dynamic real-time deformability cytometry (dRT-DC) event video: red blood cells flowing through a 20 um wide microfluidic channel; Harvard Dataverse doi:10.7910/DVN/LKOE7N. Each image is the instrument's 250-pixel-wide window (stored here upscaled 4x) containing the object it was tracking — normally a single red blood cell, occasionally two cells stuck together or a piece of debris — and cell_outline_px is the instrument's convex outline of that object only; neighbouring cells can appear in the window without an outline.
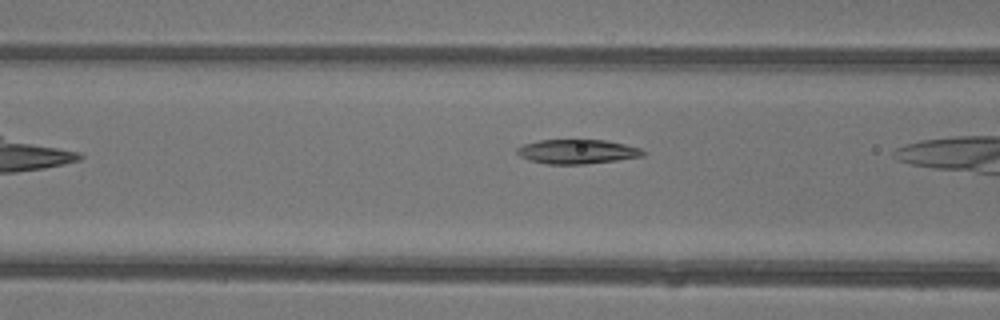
{"species": "common noctule bat (a hibernating species)", "species_latin": "Nyctalus noctula", "temperature_condition": "warm", "stored_images_in_passage": 6, "camera_frame_rate_fps": 3000, "um_per_image_px": 0.085, "animal": {"sex": "female"}, "frame": {"image": 1, "passage_image": 5, "time_ms": 1.333, "image_size_px": [1000, 320], "cell_outline_px": [[644, 156], [616, 160], [584, 164], [544, 164], [528, 160], [520, 156], [516, 152], [516, 148], [524, 144], [540, 140], [604, 140], [624, 144], [640, 148], [644, 152]], "centroid_in_image_um": [49.02, 12.89], "position_along_channel_um": 117.6, "area_um2": 17.8}}